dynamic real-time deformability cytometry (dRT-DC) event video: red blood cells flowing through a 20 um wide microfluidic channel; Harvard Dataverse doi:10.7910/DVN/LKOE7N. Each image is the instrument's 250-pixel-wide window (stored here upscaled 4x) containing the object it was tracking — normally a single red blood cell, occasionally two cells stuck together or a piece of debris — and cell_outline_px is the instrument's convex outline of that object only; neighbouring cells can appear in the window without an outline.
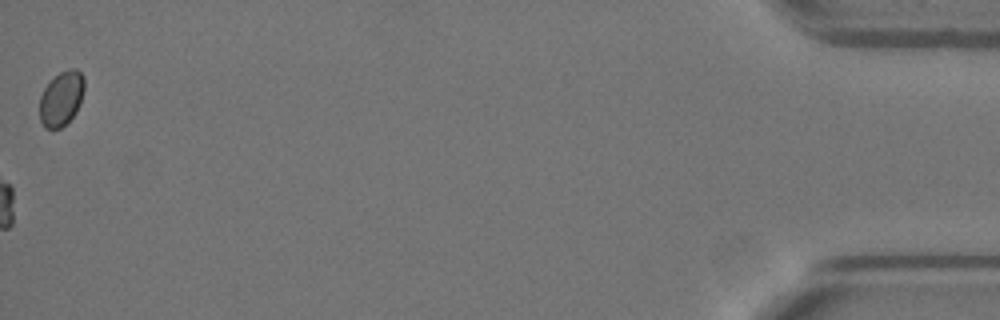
{"species": "Egyptian fruit bat (a non-hibernating species)", "species_latin": "Rousettus aegyptiacus", "temperature_condition": "warm", "stored_images_in_passage": 53, "camera_frame_rate_fps": 3000, "um_per_image_px": 0.085, "animal": {"sex": "female"}, "frame": {"image": 1, "passage_image": 53, "time_ms": 17.333, "image_size_px": [1000, 320], "cell_outline_px": [[84, 88], [80, 104], [76, 112], [60, 128], [44, 128], [40, 120], [40, 96], [44, 88], [60, 72], [68, 68], [76, 68], [84, 76]], "centroid_in_image_um": [5.22, 8.35], "position_along_channel_um": 430.0, "area_um2": 14.1}, "authors_computed_cell_mechanics": {"area_um2": 17.7446, "velocity_mm_per_s": 4.0151, "shape_relaxation_time_tau1_ms": 6.9009, "shape_relaxation_time_tau2_ms": 3.0125, "deformation_change_tau1": 0.1916, "deformation_change_tau2": 0.0786}}